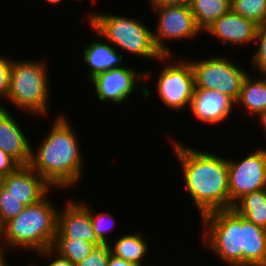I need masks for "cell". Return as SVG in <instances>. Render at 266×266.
Instances as JSON below:
<instances>
[{
	"label": "cell",
	"instance_id": "27",
	"mask_svg": "<svg viewBox=\"0 0 266 266\" xmlns=\"http://www.w3.org/2000/svg\"><path fill=\"white\" fill-rule=\"evenodd\" d=\"M110 254L108 244H101L96 246L77 266H107Z\"/></svg>",
	"mask_w": 266,
	"mask_h": 266
},
{
	"label": "cell",
	"instance_id": "21",
	"mask_svg": "<svg viewBox=\"0 0 266 266\" xmlns=\"http://www.w3.org/2000/svg\"><path fill=\"white\" fill-rule=\"evenodd\" d=\"M189 6L203 32L231 9V0H190Z\"/></svg>",
	"mask_w": 266,
	"mask_h": 266
},
{
	"label": "cell",
	"instance_id": "3",
	"mask_svg": "<svg viewBox=\"0 0 266 266\" xmlns=\"http://www.w3.org/2000/svg\"><path fill=\"white\" fill-rule=\"evenodd\" d=\"M55 115L50 130L37 147L31 144L29 166L54 189L75 188L83 176L84 163L79 137L67 115ZM37 148V149H36Z\"/></svg>",
	"mask_w": 266,
	"mask_h": 266
},
{
	"label": "cell",
	"instance_id": "26",
	"mask_svg": "<svg viewBox=\"0 0 266 266\" xmlns=\"http://www.w3.org/2000/svg\"><path fill=\"white\" fill-rule=\"evenodd\" d=\"M25 207L19 199L9 194L2 186L0 187V227L11 218L18 216Z\"/></svg>",
	"mask_w": 266,
	"mask_h": 266
},
{
	"label": "cell",
	"instance_id": "37",
	"mask_svg": "<svg viewBox=\"0 0 266 266\" xmlns=\"http://www.w3.org/2000/svg\"><path fill=\"white\" fill-rule=\"evenodd\" d=\"M261 76L264 77L266 80V72H264Z\"/></svg>",
	"mask_w": 266,
	"mask_h": 266
},
{
	"label": "cell",
	"instance_id": "7",
	"mask_svg": "<svg viewBox=\"0 0 266 266\" xmlns=\"http://www.w3.org/2000/svg\"><path fill=\"white\" fill-rule=\"evenodd\" d=\"M176 57L163 55L160 58L163 67L158 73L155 86L162 104L164 103L171 111L180 112L189 108L195 82L190 61L184 57Z\"/></svg>",
	"mask_w": 266,
	"mask_h": 266
},
{
	"label": "cell",
	"instance_id": "23",
	"mask_svg": "<svg viewBox=\"0 0 266 266\" xmlns=\"http://www.w3.org/2000/svg\"><path fill=\"white\" fill-rule=\"evenodd\" d=\"M231 9L257 25L266 23V0H231Z\"/></svg>",
	"mask_w": 266,
	"mask_h": 266
},
{
	"label": "cell",
	"instance_id": "16",
	"mask_svg": "<svg viewBox=\"0 0 266 266\" xmlns=\"http://www.w3.org/2000/svg\"><path fill=\"white\" fill-rule=\"evenodd\" d=\"M14 117L3 102L0 106V149L21 166H26L31 157V142Z\"/></svg>",
	"mask_w": 266,
	"mask_h": 266
},
{
	"label": "cell",
	"instance_id": "31",
	"mask_svg": "<svg viewBox=\"0 0 266 266\" xmlns=\"http://www.w3.org/2000/svg\"><path fill=\"white\" fill-rule=\"evenodd\" d=\"M150 8H157L169 5L189 4L190 0H148Z\"/></svg>",
	"mask_w": 266,
	"mask_h": 266
},
{
	"label": "cell",
	"instance_id": "29",
	"mask_svg": "<svg viewBox=\"0 0 266 266\" xmlns=\"http://www.w3.org/2000/svg\"><path fill=\"white\" fill-rule=\"evenodd\" d=\"M35 256H39V258L47 260L48 261L47 266H77L67 258L61 256L52 247L37 252ZM29 266H34V264L32 263V265L30 264Z\"/></svg>",
	"mask_w": 266,
	"mask_h": 266
},
{
	"label": "cell",
	"instance_id": "8",
	"mask_svg": "<svg viewBox=\"0 0 266 266\" xmlns=\"http://www.w3.org/2000/svg\"><path fill=\"white\" fill-rule=\"evenodd\" d=\"M137 71L126 64L120 68H114L95 75L90 79L93 85L92 89L95 92L93 93L94 97L96 95V98L102 104L106 102L120 105L123 102H131L129 100L130 96L138 91L139 95L141 93L145 99H148L152 96L151 94H154L150 89L151 87L146 85L147 80H150V69L148 72ZM142 83L144 84L140 86Z\"/></svg>",
	"mask_w": 266,
	"mask_h": 266
},
{
	"label": "cell",
	"instance_id": "19",
	"mask_svg": "<svg viewBox=\"0 0 266 266\" xmlns=\"http://www.w3.org/2000/svg\"><path fill=\"white\" fill-rule=\"evenodd\" d=\"M250 73V74H249ZM244 78L239 97L236 100V109H246L248 115L257 117L266 111V80L259 75L253 78L251 72Z\"/></svg>",
	"mask_w": 266,
	"mask_h": 266
},
{
	"label": "cell",
	"instance_id": "34",
	"mask_svg": "<svg viewBox=\"0 0 266 266\" xmlns=\"http://www.w3.org/2000/svg\"><path fill=\"white\" fill-rule=\"evenodd\" d=\"M5 253L0 249V266H8V258Z\"/></svg>",
	"mask_w": 266,
	"mask_h": 266
},
{
	"label": "cell",
	"instance_id": "36",
	"mask_svg": "<svg viewBox=\"0 0 266 266\" xmlns=\"http://www.w3.org/2000/svg\"><path fill=\"white\" fill-rule=\"evenodd\" d=\"M2 179L3 177L0 175V187L2 186Z\"/></svg>",
	"mask_w": 266,
	"mask_h": 266
},
{
	"label": "cell",
	"instance_id": "25",
	"mask_svg": "<svg viewBox=\"0 0 266 266\" xmlns=\"http://www.w3.org/2000/svg\"><path fill=\"white\" fill-rule=\"evenodd\" d=\"M257 44L256 50H252L250 63L253 73L262 75L266 72V23L257 25L254 44ZM256 71V72H255ZM258 72V73H257Z\"/></svg>",
	"mask_w": 266,
	"mask_h": 266
},
{
	"label": "cell",
	"instance_id": "17",
	"mask_svg": "<svg viewBox=\"0 0 266 266\" xmlns=\"http://www.w3.org/2000/svg\"><path fill=\"white\" fill-rule=\"evenodd\" d=\"M89 28L96 33L97 38L89 45L84 43L85 47L82 51L81 58L87 67L88 80L101 72L125 66L123 53L118 52L108 41L105 42L104 38L101 39V35L91 26Z\"/></svg>",
	"mask_w": 266,
	"mask_h": 266
},
{
	"label": "cell",
	"instance_id": "30",
	"mask_svg": "<svg viewBox=\"0 0 266 266\" xmlns=\"http://www.w3.org/2000/svg\"><path fill=\"white\" fill-rule=\"evenodd\" d=\"M21 165L10 155L0 149V175L2 177L16 171Z\"/></svg>",
	"mask_w": 266,
	"mask_h": 266
},
{
	"label": "cell",
	"instance_id": "2",
	"mask_svg": "<svg viewBox=\"0 0 266 266\" xmlns=\"http://www.w3.org/2000/svg\"><path fill=\"white\" fill-rule=\"evenodd\" d=\"M173 154L182 168L183 183L199 216L229 209L227 158L170 137ZM202 150V151H201Z\"/></svg>",
	"mask_w": 266,
	"mask_h": 266
},
{
	"label": "cell",
	"instance_id": "4",
	"mask_svg": "<svg viewBox=\"0 0 266 266\" xmlns=\"http://www.w3.org/2000/svg\"><path fill=\"white\" fill-rule=\"evenodd\" d=\"M48 196L50 198V193L39 203L26 206L18 216L0 227V249L5 255L10 248L36 254L53 246L59 209Z\"/></svg>",
	"mask_w": 266,
	"mask_h": 266
},
{
	"label": "cell",
	"instance_id": "33",
	"mask_svg": "<svg viewBox=\"0 0 266 266\" xmlns=\"http://www.w3.org/2000/svg\"><path fill=\"white\" fill-rule=\"evenodd\" d=\"M258 118V119H257ZM257 120H259L258 124L261 123V127L263 128L262 130L264 131V138H266V111L260 113L257 117H256Z\"/></svg>",
	"mask_w": 266,
	"mask_h": 266
},
{
	"label": "cell",
	"instance_id": "5",
	"mask_svg": "<svg viewBox=\"0 0 266 266\" xmlns=\"http://www.w3.org/2000/svg\"><path fill=\"white\" fill-rule=\"evenodd\" d=\"M86 19L88 26H91L118 51L120 49L122 52L125 51V54L129 53L133 57L137 56L153 62L160 61L163 56L154 43L153 29L135 16L92 11Z\"/></svg>",
	"mask_w": 266,
	"mask_h": 266
},
{
	"label": "cell",
	"instance_id": "14",
	"mask_svg": "<svg viewBox=\"0 0 266 266\" xmlns=\"http://www.w3.org/2000/svg\"><path fill=\"white\" fill-rule=\"evenodd\" d=\"M2 187L15 196L25 206H31L43 200L55 190L44 178L29 165L20 166L16 171L4 176Z\"/></svg>",
	"mask_w": 266,
	"mask_h": 266
},
{
	"label": "cell",
	"instance_id": "35",
	"mask_svg": "<svg viewBox=\"0 0 266 266\" xmlns=\"http://www.w3.org/2000/svg\"><path fill=\"white\" fill-rule=\"evenodd\" d=\"M46 2H48L50 5H59L60 2H63V0H45Z\"/></svg>",
	"mask_w": 266,
	"mask_h": 266
},
{
	"label": "cell",
	"instance_id": "13",
	"mask_svg": "<svg viewBox=\"0 0 266 266\" xmlns=\"http://www.w3.org/2000/svg\"><path fill=\"white\" fill-rule=\"evenodd\" d=\"M235 109L236 102L216 89L194 88L189 105L193 117L206 125L224 124Z\"/></svg>",
	"mask_w": 266,
	"mask_h": 266
},
{
	"label": "cell",
	"instance_id": "9",
	"mask_svg": "<svg viewBox=\"0 0 266 266\" xmlns=\"http://www.w3.org/2000/svg\"><path fill=\"white\" fill-rule=\"evenodd\" d=\"M227 57L222 54V56L210 55V58H204L203 60H188L194 72V88L216 89L236 102L243 80L249 71Z\"/></svg>",
	"mask_w": 266,
	"mask_h": 266
},
{
	"label": "cell",
	"instance_id": "20",
	"mask_svg": "<svg viewBox=\"0 0 266 266\" xmlns=\"http://www.w3.org/2000/svg\"><path fill=\"white\" fill-rule=\"evenodd\" d=\"M232 209L246 220L266 229V188L243 195Z\"/></svg>",
	"mask_w": 266,
	"mask_h": 266
},
{
	"label": "cell",
	"instance_id": "10",
	"mask_svg": "<svg viewBox=\"0 0 266 266\" xmlns=\"http://www.w3.org/2000/svg\"><path fill=\"white\" fill-rule=\"evenodd\" d=\"M152 10L157 17L156 29L152 27L153 39L162 55H174L172 47L168 46L170 41L194 40L203 34L189 4L162 6Z\"/></svg>",
	"mask_w": 266,
	"mask_h": 266
},
{
	"label": "cell",
	"instance_id": "12",
	"mask_svg": "<svg viewBox=\"0 0 266 266\" xmlns=\"http://www.w3.org/2000/svg\"><path fill=\"white\" fill-rule=\"evenodd\" d=\"M71 199L63 203L62 209L59 208L55 240L80 239L101 245L93 230L89 204L84 199Z\"/></svg>",
	"mask_w": 266,
	"mask_h": 266
},
{
	"label": "cell",
	"instance_id": "6",
	"mask_svg": "<svg viewBox=\"0 0 266 266\" xmlns=\"http://www.w3.org/2000/svg\"><path fill=\"white\" fill-rule=\"evenodd\" d=\"M13 59L6 101L13 104L19 112L21 110L31 117L46 118L51 108L47 64L38 59Z\"/></svg>",
	"mask_w": 266,
	"mask_h": 266
},
{
	"label": "cell",
	"instance_id": "22",
	"mask_svg": "<svg viewBox=\"0 0 266 266\" xmlns=\"http://www.w3.org/2000/svg\"><path fill=\"white\" fill-rule=\"evenodd\" d=\"M96 246V244L89 241L74 239L55 240L52 248L61 256L77 265L80 261L87 257Z\"/></svg>",
	"mask_w": 266,
	"mask_h": 266
},
{
	"label": "cell",
	"instance_id": "11",
	"mask_svg": "<svg viewBox=\"0 0 266 266\" xmlns=\"http://www.w3.org/2000/svg\"><path fill=\"white\" fill-rule=\"evenodd\" d=\"M262 148L259 146L242 159L227 156L229 209L243 195L266 188V147Z\"/></svg>",
	"mask_w": 266,
	"mask_h": 266
},
{
	"label": "cell",
	"instance_id": "28",
	"mask_svg": "<svg viewBox=\"0 0 266 266\" xmlns=\"http://www.w3.org/2000/svg\"><path fill=\"white\" fill-rule=\"evenodd\" d=\"M12 57H4L0 53V99L4 102L9 95V86H10V71L12 67ZM2 103L0 102V106Z\"/></svg>",
	"mask_w": 266,
	"mask_h": 266
},
{
	"label": "cell",
	"instance_id": "24",
	"mask_svg": "<svg viewBox=\"0 0 266 266\" xmlns=\"http://www.w3.org/2000/svg\"><path fill=\"white\" fill-rule=\"evenodd\" d=\"M90 206L91 205L89 204V213L94 233L102 244H109L110 241H112L110 240L111 236H109L110 232H113L115 229L114 227L117 224L116 220L114 219L115 217L106 211L95 213V210H93V208Z\"/></svg>",
	"mask_w": 266,
	"mask_h": 266
},
{
	"label": "cell",
	"instance_id": "18",
	"mask_svg": "<svg viewBox=\"0 0 266 266\" xmlns=\"http://www.w3.org/2000/svg\"><path fill=\"white\" fill-rule=\"evenodd\" d=\"M144 237L145 235L139 232V230L134 233L132 231L130 234H122L115 241L113 239L108 244L110 252L113 256L135 263L138 266H155L154 264L151 265V263H148L149 265L144 263L150 247L146 242L147 239Z\"/></svg>",
	"mask_w": 266,
	"mask_h": 266
},
{
	"label": "cell",
	"instance_id": "15",
	"mask_svg": "<svg viewBox=\"0 0 266 266\" xmlns=\"http://www.w3.org/2000/svg\"><path fill=\"white\" fill-rule=\"evenodd\" d=\"M257 24L252 20L235 13L230 9L227 13L218 18L203 33L219 40L231 47L252 45L255 41Z\"/></svg>",
	"mask_w": 266,
	"mask_h": 266
},
{
	"label": "cell",
	"instance_id": "32",
	"mask_svg": "<svg viewBox=\"0 0 266 266\" xmlns=\"http://www.w3.org/2000/svg\"><path fill=\"white\" fill-rule=\"evenodd\" d=\"M107 266H138V265L110 254Z\"/></svg>",
	"mask_w": 266,
	"mask_h": 266
},
{
	"label": "cell",
	"instance_id": "1",
	"mask_svg": "<svg viewBox=\"0 0 266 266\" xmlns=\"http://www.w3.org/2000/svg\"><path fill=\"white\" fill-rule=\"evenodd\" d=\"M203 246L224 266H266V229L233 209L201 216Z\"/></svg>",
	"mask_w": 266,
	"mask_h": 266
}]
</instances>
